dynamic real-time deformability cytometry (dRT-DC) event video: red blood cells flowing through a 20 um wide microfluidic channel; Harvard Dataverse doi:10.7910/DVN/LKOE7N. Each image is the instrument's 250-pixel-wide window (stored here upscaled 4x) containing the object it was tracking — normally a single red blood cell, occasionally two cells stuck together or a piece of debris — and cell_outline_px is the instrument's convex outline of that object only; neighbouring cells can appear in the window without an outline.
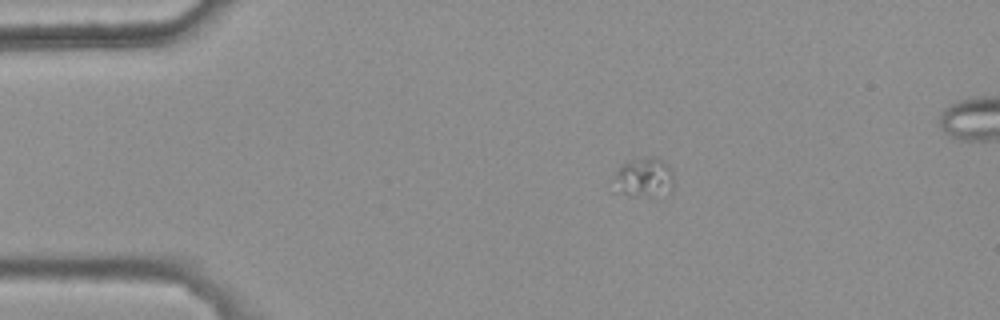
{"species": "common noctule bat (a hibernating species)", "species_latin": "Nyctalus noctula", "temperature_condition": "warm", "stored_images_in_passage": 6, "camera_frame_rate_fps": 3000, "um_per_image_px": 0.085, "animal": {"sex": "female", "body_mass_g": 25.1}, "frame": {"image": 1, "passage_image": 2, "time_ms": 0.333, "image_size_px": [1000, 320], "cell_outline_px": [[672, 188], [668, 192], [648, 196], [628, 196], [612, 192], [616, 172], [624, 164], [652, 156], [660, 160], [668, 168], [672, 176]], "centroid_in_image_um": [54.66, 15.15], "position_along_channel_um": 30.3, "area_um2": 13.35}}